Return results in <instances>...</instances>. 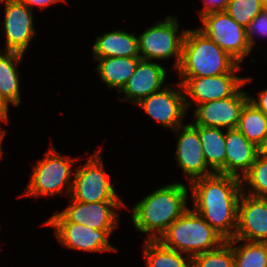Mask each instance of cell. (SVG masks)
<instances>
[{
  "label": "cell",
  "mask_w": 267,
  "mask_h": 267,
  "mask_svg": "<svg viewBox=\"0 0 267 267\" xmlns=\"http://www.w3.org/2000/svg\"><path fill=\"white\" fill-rule=\"evenodd\" d=\"M7 1H9V0H0L1 3H5Z\"/></svg>",
  "instance_id": "obj_38"
},
{
  "label": "cell",
  "mask_w": 267,
  "mask_h": 267,
  "mask_svg": "<svg viewBox=\"0 0 267 267\" xmlns=\"http://www.w3.org/2000/svg\"><path fill=\"white\" fill-rule=\"evenodd\" d=\"M234 74L225 73L210 77H180L187 111L192 102L198 105L208 101L231 97L240 88L244 87L247 82L253 80L250 77L241 78Z\"/></svg>",
  "instance_id": "obj_10"
},
{
  "label": "cell",
  "mask_w": 267,
  "mask_h": 267,
  "mask_svg": "<svg viewBox=\"0 0 267 267\" xmlns=\"http://www.w3.org/2000/svg\"><path fill=\"white\" fill-rule=\"evenodd\" d=\"M248 98L249 102L267 116V89L261 90L258 94V98H254L250 95H248Z\"/></svg>",
  "instance_id": "obj_31"
},
{
  "label": "cell",
  "mask_w": 267,
  "mask_h": 267,
  "mask_svg": "<svg viewBox=\"0 0 267 267\" xmlns=\"http://www.w3.org/2000/svg\"><path fill=\"white\" fill-rule=\"evenodd\" d=\"M203 27L199 28L220 48L239 64L251 52L246 28L233 20L226 11H218L200 18Z\"/></svg>",
  "instance_id": "obj_8"
},
{
  "label": "cell",
  "mask_w": 267,
  "mask_h": 267,
  "mask_svg": "<svg viewBox=\"0 0 267 267\" xmlns=\"http://www.w3.org/2000/svg\"><path fill=\"white\" fill-rule=\"evenodd\" d=\"M176 86L179 88L164 86L162 90L154 92L136 104L155 121L173 131L183 125V117L187 112L182 85L178 83Z\"/></svg>",
  "instance_id": "obj_11"
},
{
  "label": "cell",
  "mask_w": 267,
  "mask_h": 267,
  "mask_svg": "<svg viewBox=\"0 0 267 267\" xmlns=\"http://www.w3.org/2000/svg\"><path fill=\"white\" fill-rule=\"evenodd\" d=\"M141 59L140 56L94 58L99 63L95 70L108 88H116L121 93Z\"/></svg>",
  "instance_id": "obj_20"
},
{
  "label": "cell",
  "mask_w": 267,
  "mask_h": 267,
  "mask_svg": "<svg viewBox=\"0 0 267 267\" xmlns=\"http://www.w3.org/2000/svg\"><path fill=\"white\" fill-rule=\"evenodd\" d=\"M43 225L53 226L54 235L66 248L93 253L118 251L108 242L113 230H97L82 224L68 222L59 212H56Z\"/></svg>",
  "instance_id": "obj_9"
},
{
  "label": "cell",
  "mask_w": 267,
  "mask_h": 267,
  "mask_svg": "<svg viewBox=\"0 0 267 267\" xmlns=\"http://www.w3.org/2000/svg\"><path fill=\"white\" fill-rule=\"evenodd\" d=\"M194 127L198 130L207 165L215 173L226 174V143L222 128Z\"/></svg>",
  "instance_id": "obj_22"
},
{
  "label": "cell",
  "mask_w": 267,
  "mask_h": 267,
  "mask_svg": "<svg viewBox=\"0 0 267 267\" xmlns=\"http://www.w3.org/2000/svg\"><path fill=\"white\" fill-rule=\"evenodd\" d=\"M6 130H0V138H4Z\"/></svg>",
  "instance_id": "obj_36"
},
{
  "label": "cell",
  "mask_w": 267,
  "mask_h": 267,
  "mask_svg": "<svg viewBox=\"0 0 267 267\" xmlns=\"http://www.w3.org/2000/svg\"><path fill=\"white\" fill-rule=\"evenodd\" d=\"M174 131L179 134L175 158L178 166L188 178L189 184L196 179L215 173L209 169L210 167L205 160L198 130L191 123H188Z\"/></svg>",
  "instance_id": "obj_14"
},
{
  "label": "cell",
  "mask_w": 267,
  "mask_h": 267,
  "mask_svg": "<svg viewBox=\"0 0 267 267\" xmlns=\"http://www.w3.org/2000/svg\"><path fill=\"white\" fill-rule=\"evenodd\" d=\"M225 143L226 175L241 179L260 154V148L247 140L237 128L226 130Z\"/></svg>",
  "instance_id": "obj_18"
},
{
  "label": "cell",
  "mask_w": 267,
  "mask_h": 267,
  "mask_svg": "<svg viewBox=\"0 0 267 267\" xmlns=\"http://www.w3.org/2000/svg\"><path fill=\"white\" fill-rule=\"evenodd\" d=\"M204 10H199L200 18L204 15L218 12V11H226L229 0H203Z\"/></svg>",
  "instance_id": "obj_30"
},
{
  "label": "cell",
  "mask_w": 267,
  "mask_h": 267,
  "mask_svg": "<svg viewBox=\"0 0 267 267\" xmlns=\"http://www.w3.org/2000/svg\"><path fill=\"white\" fill-rule=\"evenodd\" d=\"M177 18L167 16L164 21L147 28L138 36L139 54L143 60L168 59L175 56L178 69L182 58V45L187 29L178 34Z\"/></svg>",
  "instance_id": "obj_7"
},
{
  "label": "cell",
  "mask_w": 267,
  "mask_h": 267,
  "mask_svg": "<svg viewBox=\"0 0 267 267\" xmlns=\"http://www.w3.org/2000/svg\"><path fill=\"white\" fill-rule=\"evenodd\" d=\"M249 101L248 94L241 88L231 97L208 101L196 105L193 126L212 128H237L244 105Z\"/></svg>",
  "instance_id": "obj_12"
},
{
  "label": "cell",
  "mask_w": 267,
  "mask_h": 267,
  "mask_svg": "<svg viewBox=\"0 0 267 267\" xmlns=\"http://www.w3.org/2000/svg\"><path fill=\"white\" fill-rule=\"evenodd\" d=\"M233 239L267 242V198L242 192L238 202L237 228Z\"/></svg>",
  "instance_id": "obj_13"
},
{
  "label": "cell",
  "mask_w": 267,
  "mask_h": 267,
  "mask_svg": "<svg viewBox=\"0 0 267 267\" xmlns=\"http://www.w3.org/2000/svg\"><path fill=\"white\" fill-rule=\"evenodd\" d=\"M158 240L165 247L191 257L215 250L226 241L192 209L173 221Z\"/></svg>",
  "instance_id": "obj_4"
},
{
  "label": "cell",
  "mask_w": 267,
  "mask_h": 267,
  "mask_svg": "<svg viewBox=\"0 0 267 267\" xmlns=\"http://www.w3.org/2000/svg\"><path fill=\"white\" fill-rule=\"evenodd\" d=\"M92 52L94 58L140 56L138 37L123 30L104 33L97 36Z\"/></svg>",
  "instance_id": "obj_19"
},
{
  "label": "cell",
  "mask_w": 267,
  "mask_h": 267,
  "mask_svg": "<svg viewBox=\"0 0 267 267\" xmlns=\"http://www.w3.org/2000/svg\"><path fill=\"white\" fill-rule=\"evenodd\" d=\"M247 40L249 45L254 47L256 41L254 36L258 34L267 36V9L264 8L246 27Z\"/></svg>",
  "instance_id": "obj_29"
},
{
  "label": "cell",
  "mask_w": 267,
  "mask_h": 267,
  "mask_svg": "<svg viewBox=\"0 0 267 267\" xmlns=\"http://www.w3.org/2000/svg\"><path fill=\"white\" fill-rule=\"evenodd\" d=\"M192 267H234L232 245L225 241L215 250L194 255Z\"/></svg>",
  "instance_id": "obj_27"
},
{
  "label": "cell",
  "mask_w": 267,
  "mask_h": 267,
  "mask_svg": "<svg viewBox=\"0 0 267 267\" xmlns=\"http://www.w3.org/2000/svg\"><path fill=\"white\" fill-rule=\"evenodd\" d=\"M60 155L51 145L44 158L34 165L29 184L23 194L27 196H55L66 193L70 196L72 188V167L78 159ZM70 187V188H69Z\"/></svg>",
  "instance_id": "obj_5"
},
{
  "label": "cell",
  "mask_w": 267,
  "mask_h": 267,
  "mask_svg": "<svg viewBox=\"0 0 267 267\" xmlns=\"http://www.w3.org/2000/svg\"><path fill=\"white\" fill-rule=\"evenodd\" d=\"M100 152L96 151L86 163L76 168L69 196L72 200L84 203L123 202L104 170Z\"/></svg>",
  "instance_id": "obj_6"
},
{
  "label": "cell",
  "mask_w": 267,
  "mask_h": 267,
  "mask_svg": "<svg viewBox=\"0 0 267 267\" xmlns=\"http://www.w3.org/2000/svg\"><path fill=\"white\" fill-rule=\"evenodd\" d=\"M177 71L180 77H210L236 73L240 65L199 29H187Z\"/></svg>",
  "instance_id": "obj_3"
},
{
  "label": "cell",
  "mask_w": 267,
  "mask_h": 267,
  "mask_svg": "<svg viewBox=\"0 0 267 267\" xmlns=\"http://www.w3.org/2000/svg\"><path fill=\"white\" fill-rule=\"evenodd\" d=\"M5 4L4 34L6 47L4 50L25 54L29 43L36 34L33 25V11L21 0H9Z\"/></svg>",
  "instance_id": "obj_16"
},
{
  "label": "cell",
  "mask_w": 267,
  "mask_h": 267,
  "mask_svg": "<svg viewBox=\"0 0 267 267\" xmlns=\"http://www.w3.org/2000/svg\"><path fill=\"white\" fill-rule=\"evenodd\" d=\"M260 153L267 156V136H266L264 144L260 148Z\"/></svg>",
  "instance_id": "obj_34"
},
{
  "label": "cell",
  "mask_w": 267,
  "mask_h": 267,
  "mask_svg": "<svg viewBox=\"0 0 267 267\" xmlns=\"http://www.w3.org/2000/svg\"><path fill=\"white\" fill-rule=\"evenodd\" d=\"M23 55L17 51L9 50H4V53H1L0 50V94L14 106L21 103L19 71L15 65L21 64Z\"/></svg>",
  "instance_id": "obj_21"
},
{
  "label": "cell",
  "mask_w": 267,
  "mask_h": 267,
  "mask_svg": "<svg viewBox=\"0 0 267 267\" xmlns=\"http://www.w3.org/2000/svg\"><path fill=\"white\" fill-rule=\"evenodd\" d=\"M246 181V183H245ZM242 192L255 197L267 198V156L259 154L250 170L241 178ZM245 183V184H244ZM247 185V191L245 187ZM245 186V187H244Z\"/></svg>",
  "instance_id": "obj_26"
},
{
  "label": "cell",
  "mask_w": 267,
  "mask_h": 267,
  "mask_svg": "<svg viewBox=\"0 0 267 267\" xmlns=\"http://www.w3.org/2000/svg\"><path fill=\"white\" fill-rule=\"evenodd\" d=\"M27 7L33 10V6H39L41 9L54 4L56 2L66 1V0H21Z\"/></svg>",
  "instance_id": "obj_32"
},
{
  "label": "cell",
  "mask_w": 267,
  "mask_h": 267,
  "mask_svg": "<svg viewBox=\"0 0 267 267\" xmlns=\"http://www.w3.org/2000/svg\"><path fill=\"white\" fill-rule=\"evenodd\" d=\"M8 102L5 100V98L0 94V124L3 121L4 123H7L9 121L8 119Z\"/></svg>",
  "instance_id": "obj_33"
},
{
  "label": "cell",
  "mask_w": 267,
  "mask_h": 267,
  "mask_svg": "<svg viewBox=\"0 0 267 267\" xmlns=\"http://www.w3.org/2000/svg\"><path fill=\"white\" fill-rule=\"evenodd\" d=\"M147 267H192V257L165 247L159 240H144Z\"/></svg>",
  "instance_id": "obj_23"
},
{
  "label": "cell",
  "mask_w": 267,
  "mask_h": 267,
  "mask_svg": "<svg viewBox=\"0 0 267 267\" xmlns=\"http://www.w3.org/2000/svg\"><path fill=\"white\" fill-rule=\"evenodd\" d=\"M237 129L247 140L261 148L267 136V116L248 101L242 109Z\"/></svg>",
  "instance_id": "obj_24"
},
{
  "label": "cell",
  "mask_w": 267,
  "mask_h": 267,
  "mask_svg": "<svg viewBox=\"0 0 267 267\" xmlns=\"http://www.w3.org/2000/svg\"><path fill=\"white\" fill-rule=\"evenodd\" d=\"M234 254V267H267V242L245 241L237 244V239H230Z\"/></svg>",
  "instance_id": "obj_25"
},
{
  "label": "cell",
  "mask_w": 267,
  "mask_h": 267,
  "mask_svg": "<svg viewBox=\"0 0 267 267\" xmlns=\"http://www.w3.org/2000/svg\"><path fill=\"white\" fill-rule=\"evenodd\" d=\"M166 69L150 60L141 59L136 67V70L129 78L128 82L121 90L124 98L130 103L137 104L147 96L162 90L166 78Z\"/></svg>",
  "instance_id": "obj_17"
},
{
  "label": "cell",
  "mask_w": 267,
  "mask_h": 267,
  "mask_svg": "<svg viewBox=\"0 0 267 267\" xmlns=\"http://www.w3.org/2000/svg\"><path fill=\"white\" fill-rule=\"evenodd\" d=\"M121 207H126L124 202L84 203L70 198V204L59 213L68 222L97 230H114L118 227L119 220V212L116 210Z\"/></svg>",
  "instance_id": "obj_15"
},
{
  "label": "cell",
  "mask_w": 267,
  "mask_h": 267,
  "mask_svg": "<svg viewBox=\"0 0 267 267\" xmlns=\"http://www.w3.org/2000/svg\"><path fill=\"white\" fill-rule=\"evenodd\" d=\"M4 138H0V159L2 158L3 155V149H2V142Z\"/></svg>",
  "instance_id": "obj_35"
},
{
  "label": "cell",
  "mask_w": 267,
  "mask_h": 267,
  "mask_svg": "<svg viewBox=\"0 0 267 267\" xmlns=\"http://www.w3.org/2000/svg\"><path fill=\"white\" fill-rule=\"evenodd\" d=\"M260 2H261L264 6L267 5V0H260Z\"/></svg>",
  "instance_id": "obj_37"
},
{
  "label": "cell",
  "mask_w": 267,
  "mask_h": 267,
  "mask_svg": "<svg viewBox=\"0 0 267 267\" xmlns=\"http://www.w3.org/2000/svg\"><path fill=\"white\" fill-rule=\"evenodd\" d=\"M241 184L240 178L221 173L204 176L189 184L193 210L226 241L235 236L238 202L243 191Z\"/></svg>",
  "instance_id": "obj_1"
},
{
  "label": "cell",
  "mask_w": 267,
  "mask_h": 267,
  "mask_svg": "<svg viewBox=\"0 0 267 267\" xmlns=\"http://www.w3.org/2000/svg\"><path fill=\"white\" fill-rule=\"evenodd\" d=\"M264 8L260 0H229L226 12L246 28Z\"/></svg>",
  "instance_id": "obj_28"
},
{
  "label": "cell",
  "mask_w": 267,
  "mask_h": 267,
  "mask_svg": "<svg viewBox=\"0 0 267 267\" xmlns=\"http://www.w3.org/2000/svg\"><path fill=\"white\" fill-rule=\"evenodd\" d=\"M187 190L184 184L176 182L156 189L137 202L132 209L135 228L147 234L148 240H158L169 225L189 209Z\"/></svg>",
  "instance_id": "obj_2"
}]
</instances>
